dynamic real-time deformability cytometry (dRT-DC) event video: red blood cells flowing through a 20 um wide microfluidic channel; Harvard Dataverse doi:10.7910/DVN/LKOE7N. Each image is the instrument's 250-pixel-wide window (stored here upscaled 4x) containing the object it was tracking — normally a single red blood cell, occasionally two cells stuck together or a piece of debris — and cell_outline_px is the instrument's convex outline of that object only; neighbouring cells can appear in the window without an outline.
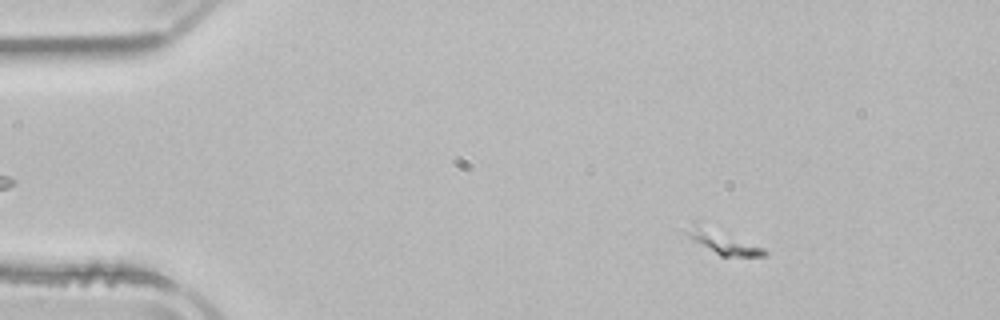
{"species": "common noctule bat (a hibernating species)", "species_latin": "Nyctalus noctula", "temperature_condition": "room temperature", "stored_images_in_passage": 48, "camera_frame_rate_fps": 3000, "um_per_image_px": 0.085, "animal": {"sex": "male", "body_mass_g": 21.5, "forearm_length_mm": 52.0}, "frame": {"image": 1, "passage_image": 2, "time_ms": 0.333, "image_size_px": [1000, 320], "cell_outline_px": [[768, 252], [764, 256], [720, 256], [692, 240], [684, 232], [692, 220], [764, 248]], "centroid_in_image_um": [61.38, 20.55], "position_along_channel_um": 23.6, "area_um2": 10.52}}
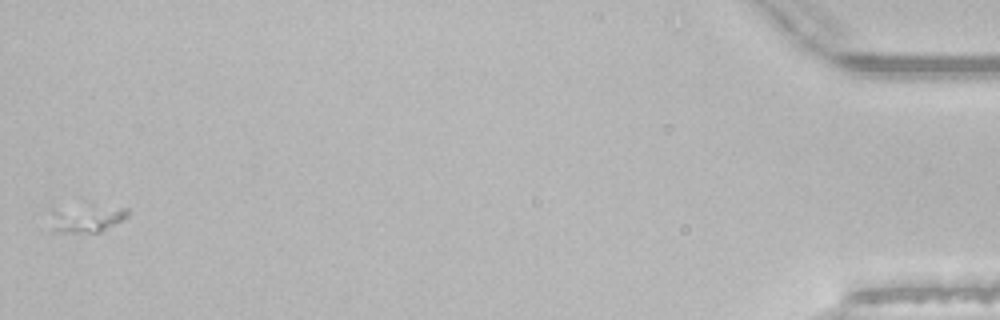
{"frame": {"image": 2, "passage_image": 48, "time_ms": 15.667, "image_size_px": [1000, 320], "cell_outline_px": [[132, 212], [128, 216], [104, 232], [60, 232], [52, 228], [52, 212], [124, 208], [128, 208]], "centroid_in_image_um": [7.5, 18.7], "position_along_channel_um": 427.7, "area_um2": 10.75}}